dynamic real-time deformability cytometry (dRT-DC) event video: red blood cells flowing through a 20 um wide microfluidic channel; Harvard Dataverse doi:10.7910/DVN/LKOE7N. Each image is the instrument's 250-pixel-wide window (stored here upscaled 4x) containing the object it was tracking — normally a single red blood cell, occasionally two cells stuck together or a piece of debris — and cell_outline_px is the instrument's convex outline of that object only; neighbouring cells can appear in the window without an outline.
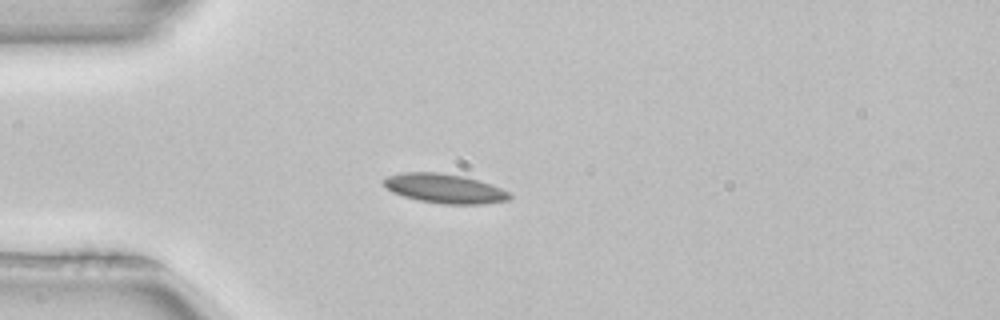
{"species": "common noctule bat (a hibernating species)", "species_latin": "Nyctalus noctula", "temperature_condition": "room temperature", "stored_images_in_passage": 44, "camera_frame_rate_fps": 3000, "um_per_image_px": 0.085, "animal": {"sex": "female", "body_mass_g": 22.7, "forearm_length_mm": 54.2}, "frame": {"image": 1, "passage_image": 13, "time_ms": 4.0, "image_size_px": [1000, 320], "cell_outline_px": [[512, 196], [508, 200], [484, 204], [444, 204], [420, 200], [404, 196], [392, 192], [380, 180], [384, 176], [400, 172], [440, 172], [464, 176], [500, 188], [508, 192]], "centroid_in_image_um": [37.73, 16.01], "position_along_channel_um": 47.3, "area_um2": 21.5}, "authors_computed_cell_mechanics": {"area_um2": 20.2878, "velocity_mm_per_s": 3.9764, "shape_relaxation_time_tau1_ms": 5.9976, "shape_relaxation_time_tau2_ms": null, "deformation_change_tau1": 0.1074, "deformation_change_tau2": null}}